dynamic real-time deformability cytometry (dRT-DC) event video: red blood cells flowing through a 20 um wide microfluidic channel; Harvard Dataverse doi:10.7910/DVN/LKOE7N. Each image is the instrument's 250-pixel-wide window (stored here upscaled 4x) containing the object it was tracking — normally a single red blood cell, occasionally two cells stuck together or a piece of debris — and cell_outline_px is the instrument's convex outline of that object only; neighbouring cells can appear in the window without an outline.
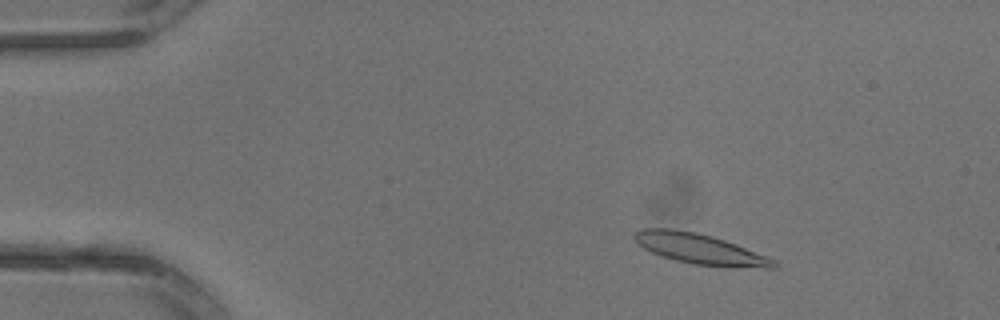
{"species": "common noctule bat (a hibernating species)", "species_latin": "Nyctalus noctula", "temperature_condition": "warm", "stored_images_in_passage": 3, "camera_frame_rate_fps": 3000, "um_per_image_px": 0.085, "animal": {"sex": "male", "body_mass_g": 13.3}, "frame": {"image": 1, "passage_image": 2, "time_ms": 0.333, "image_size_px": [1000, 320], "cell_outline_px": [[780, 264], [776, 268], [732, 268], [692, 264], [676, 260], [652, 252], [636, 244], [632, 236], [640, 228], [672, 228], [696, 232], [712, 236], [736, 244], [768, 256], [776, 260]], "centroid_in_image_um": [59.54, 21.17], "position_along_channel_um": 25.5, "area_um2": 25.09}}